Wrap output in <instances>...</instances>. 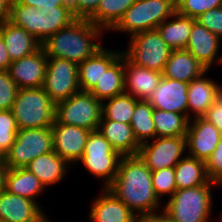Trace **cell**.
<instances>
[{
	"instance_id": "cell-1",
	"label": "cell",
	"mask_w": 222,
	"mask_h": 222,
	"mask_svg": "<svg viewBox=\"0 0 222 222\" xmlns=\"http://www.w3.org/2000/svg\"><path fill=\"white\" fill-rule=\"evenodd\" d=\"M151 177L152 171L139 155L123 156L117 176L107 189L143 221L160 206Z\"/></svg>"
},
{
	"instance_id": "cell-2",
	"label": "cell",
	"mask_w": 222,
	"mask_h": 222,
	"mask_svg": "<svg viewBox=\"0 0 222 222\" xmlns=\"http://www.w3.org/2000/svg\"><path fill=\"white\" fill-rule=\"evenodd\" d=\"M102 32L104 30L91 21L76 18L51 35L41 46L47 57L66 59L80 64L103 47L101 41L93 42L97 38L100 39Z\"/></svg>"
},
{
	"instance_id": "cell-3",
	"label": "cell",
	"mask_w": 222,
	"mask_h": 222,
	"mask_svg": "<svg viewBox=\"0 0 222 222\" xmlns=\"http://www.w3.org/2000/svg\"><path fill=\"white\" fill-rule=\"evenodd\" d=\"M76 18L66 6L37 9L32 6L12 2L9 21L24 28L41 44L58 30L69 25Z\"/></svg>"
},
{
	"instance_id": "cell-4",
	"label": "cell",
	"mask_w": 222,
	"mask_h": 222,
	"mask_svg": "<svg viewBox=\"0 0 222 222\" xmlns=\"http://www.w3.org/2000/svg\"><path fill=\"white\" fill-rule=\"evenodd\" d=\"M11 112L18 129L51 127L55 121V103L43 87L20 88Z\"/></svg>"
},
{
	"instance_id": "cell-5",
	"label": "cell",
	"mask_w": 222,
	"mask_h": 222,
	"mask_svg": "<svg viewBox=\"0 0 222 222\" xmlns=\"http://www.w3.org/2000/svg\"><path fill=\"white\" fill-rule=\"evenodd\" d=\"M219 184L210 179L198 187L176 190L163 211L177 222H208L212 211L211 186Z\"/></svg>"
},
{
	"instance_id": "cell-6",
	"label": "cell",
	"mask_w": 222,
	"mask_h": 222,
	"mask_svg": "<svg viewBox=\"0 0 222 222\" xmlns=\"http://www.w3.org/2000/svg\"><path fill=\"white\" fill-rule=\"evenodd\" d=\"M175 12L176 0H136L111 30L131 35L153 30Z\"/></svg>"
},
{
	"instance_id": "cell-7",
	"label": "cell",
	"mask_w": 222,
	"mask_h": 222,
	"mask_svg": "<svg viewBox=\"0 0 222 222\" xmlns=\"http://www.w3.org/2000/svg\"><path fill=\"white\" fill-rule=\"evenodd\" d=\"M123 156L116 151L111 143L98 131H91L84 153L79 160L88 172L102 178L103 188H107L118 173L119 163Z\"/></svg>"
},
{
	"instance_id": "cell-8",
	"label": "cell",
	"mask_w": 222,
	"mask_h": 222,
	"mask_svg": "<svg viewBox=\"0 0 222 222\" xmlns=\"http://www.w3.org/2000/svg\"><path fill=\"white\" fill-rule=\"evenodd\" d=\"M130 44L123 55L136 66L162 73L172 49L157 29L130 35Z\"/></svg>"
},
{
	"instance_id": "cell-9",
	"label": "cell",
	"mask_w": 222,
	"mask_h": 222,
	"mask_svg": "<svg viewBox=\"0 0 222 222\" xmlns=\"http://www.w3.org/2000/svg\"><path fill=\"white\" fill-rule=\"evenodd\" d=\"M102 118V101L90 92L79 91L67 100L55 104V120L96 131Z\"/></svg>"
},
{
	"instance_id": "cell-10",
	"label": "cell",
	"mask_w": 222,
	"mask_h": 222,
	"mask_svg": "<svg viewBox=\"0 0 222 222\" xmlns=\"http://www.w3.org/2000/svg\"><path fill=\"white\" fill-rule=\"evenodd\" d=\"M50 151H53L51 127L18 129L3 160L9 169L25 168L33 159Z\"/></svg>"
},
{
	"instance_id": "cell-11",
	"label": "cell",
	"mask_w": 222,
	"mask_h": 222,
	"mask_svg": "<svg viewBox=\"0 0 222 222\" xmlns=\"http://www.w3.org/2000/svg\"><path fill=\"white\" fill-rule=\"evenodd\" d=\"M43 88L55 104L78 93V64L66 59L47 57Z\"/></svg>"
},
{
	"instance_id": "cell-12",
	"label": "cell",
	"mask_w": 222,
	"mask_h": 222,
	"mask_svg": "<svg viewBox=\"0 0 222 222\" xmlns=\"http://www.w3.org/2000/svg\"><path fill=\"white\" fill-rule=\"evenodd\" d=\"M186 136L155 137L152 142L140 145L139 157L153 172L163 168L174 167L186 151Z\"/></svg>"
},
{
	"instance_id": "cell-13",
	"label": "cell",
	"mask_w": 222,
	"mask_h": 222,
	"mask_svg": "<svg viewBox=\"0 0 222 222\" xmlns=\"http://www.w3.org/2000/svg\"><path fill=\"white\" fill-rule=\"evenodd\" d=\"M53 150L69 165L81 159L90 130L73 125L60 124L56 120L51 126Z\"/></svg>"
},
{
	"instance_id": "cell-14",
	"label": "cell",
	"mask_w": 222,
	"mask_h": 222,
	"mask_svg": "<svg viewBox=\"0 0 222 222\" xmlns=\"http://www.w3.org/2000/svg\"><path fill=\"white\" fill-rule=\"evenodd\" d=\"M191 122L186 133L188 155L206 162L216 149L222 133L204 117H194Z\"/></svg>"
},
{
	"instance_id": "cell-15",
	"label": "cell",
	"mask_w": 222,
	"mask_h": 222,
	"mask_svg": "<svg viewBox=\"0 0 222 222\" xmlns=\"http://www.w3.org/2000/svg\"><path fill=\"white\" fill-rule=\"evenodd\" d=\"M46 66L47 56L41 46L36 52L12 61L7 71L19 89L43 87Z\"/></svg>"
},
{
	"instance_id": "cell-16",
	"label": "cell",
	"mask_w": 222,
	"mask_h": 222,
	"mask_svg": "<svg viewBox=\"0 0 222 222\" xmlns=\"http://www.w3.org/2000/svg\"><path fill=\"white\" fill-rule=\"evenodd\" d=\"M188 85L187 82L162 76L157 89L148 101L153 108L183 114L188 117Z\"/></svg>"
},
{
	"instance_id": "cell-17",
	"label": "cell",
	"mask_w": 222,
	"mask_h": 222,
	"mask_svg": "<svg viewBox=\"0 0 222 222\" xmlns=\"http://www.w3.org/2000/svg\"><path fill=\"white\" fill-rule=\"evenodd\" d=\"M0 221L50 222L38 203L6 190L0 193Z\"/></svg>"
},
{
	"instance_id": "cell-18",
	"label": "cell",
	"mask_w": 222,
	"mask_h": 222,
	"mask_svg": "<svg viewBox=\"0 0 222 222\" xmlns=\"http://www.w3.org/2000/svg\"><path fill=\"white\" fill-rule=\"evenodd\" d=\"M91 204L92 222H142L120 199L107 188Z\"/></svg>"
},
{
	"instance_id": "cell-19",
	"label": "cell",
	"mask_w": 222,
	"mask_h": 222,
	"mask_svg": "<svg viewBox=\"0 0 222 222\" xmlns=\"http://www.w3.org/2000/svg\"><path fill=\"white\" fill-rule=\"evenodd\" d=\"M220 41L218 36L195 20L185 50L189 51L209 70L214 61L217 60V63H222V55L217 59Z\"/></svg>"
},
{
	"instance_id": "cell-20",
	"label": "cell",
	"mask_w": 222,
	"mask_h": 222,
	"mask_svg": "<svg viewBox=\"0 0 222 222\" xmlns=\"http://www.w3.org/2000/svg\"><path fill=\"white\" fill-rule=\"evenodd\" d=\"M162 76L160 72L136 66L124 56L125 93L134 98L149 100Z\"/></svg>"
},
{
	"instance_id": "cell-21",
	"label": "cell",
	"mask_w": 222,
	"mask_h": 222,
	"mask_svg": "<svg viewBox=\"0 0 222 222\" xmlns=\"http://www.w3.org/2000/svg\"><path fill=\"white\" fill-rule=\"evenodd\" d=\"M123 54L101 48L93 56L78 64L80 91L90 92L103 73Z\"/></svg>"
},
{
	"instance_id": "cell-22",
	"label": "cell",
	"mask_w": 222,
	"mask_h": 222,
	"mask_svg": "<svg viewBox=\"0 0 222 222\" xmlns=\"http://www.w3.org/2000/svg\"><path fill=\"white\" fill-rule=\"evenodd\" d=\"M203 74L197 79L192 80L188 85V118L190 112L195 117H203L213 103L221 96L222 87L216 84L212 79L204 77Z\"/></svg>"
},
{
	"instance_id": "cell-23",
	"label": "cell",
	"mask_w": 222,
	"mask_h": 222,
	"mask_svg": "<svg viewBox=\"0 0 222 222\" xmlns=\"http://www.w3.org/2000/svg\"><path fill=\"white\" fill-rule=\"evenodd\" d=\"M208 70L189 51L185 49L172 50L165 64L162 75L166 78L190 83Z\"/></svg>"
},
{
	"instance_id": "cell-24",
	"label": "cell",
	"mask_w": 222,
	"mask_h": 222,
	"mask_svg": "<svg viewBox=\"0 0 222 222\" xmlns=\"http://www.w3.org/2000/svg\"><path fill=\"white\" fill-rule=\"evenodd\" d=\"M0 33L11 62L28 56L41 47V43L33 35L10 21L0 26Z\"/></svg>"
},
{
	"instance_id": "cell-25",
	"label": "cell",
	"mask_w": 222,
	"mask_h": 222,
	"mask_svg": "<svg viewBox=\"0 0 222 222\" xmlns=\"http://www.w3.org/2000/svg\"><path fill=\"white\" fill-rule=\"evenodd\" d=\"M122 156L138 155L140 144L130 124L101 120L97 129Z\"/></svg>"
},
{
	"instance_id": "cell-26",
	"label": "cell",
	"mask_w": 222,
	"mask_h": 222,
	"mask_svg": "<svg viewBox=\"0 0 222 222\" xmlns=\"http://www.w3.org/2000/svg\"><path fill=\"white\" fill-rule=\"evenodd\" d=\"M68 163L54 150L39 155L25 168L32 172L44 185L58 184L68 172Z\"/></svg>"
},
{
	"instance_id": "cell-27",
	"label": "cell",
	"mask_w": 222,
	"mask_h": 222,
	"mask_svg": "<svg viewBox=\"0 0 222 222\" xmlns=\"http://www.w3.org/2000/svg\"><path fill=\"white\" fill-rule=\"evenodd\" d=\"M170 18L171 21L166 19L156 29L172 50L185 49L196 19L180 15L177 12Z\"/></svg>"
},
{
	"instance_id": "cell-28",
	"label": "cell",
	"mask_w": 222,
	"mask_h": 222,
	"mask_svg": "<svg viewBox=\"0 0 222 222\" xmlns=\"http://www.w3.org/2000/svg\"><path fill=\"white\" fill-rule=\"evenodd\" d=\"M124 55L122 54L97 81L90 91L98 100L104 103L106 99L125 92Z\"/></svg>"
},
{
	"instance_id": "cell-29",
	"label": "cell",
	"mask_w": 222,
	"mask_h": 222,
	"mask_svg": "<svg viewBox=\"0 0 222 222\" xmlns=\"http://www.w3.org/2000/svg\"><path fill=\"white\" fill-rule=\"evenodd\" d=\"M45 187L41 181L28 169H9L6 175L5 190L28 198L34 202L36 196L44 191Z\"/></svg>"
},
{
	"instance_id": "cell-30",
	"label": "cell",
	"mask_w": 222,
	"mask_h": 222,
	"mask_svg": "<svg viewBox=\"0 0 222 222\" xmlns=\"http://www.w3.org/2000/svg\"><path fill=\"white\" fill-rule=\"evenodd\" d=\"M174 171L177 190L198 187L210 180L205 162L189 155L174 166Z\"/></svg>"
},
{
	"instance_id": "cell-31",
	"label": "cell",
	"mask_w": 222,
	"mask_h": 222,
	"mask_svg": "<svg viewBox=\"0 0 222 222\" xmlns=\"http://www.w3.org/2000/svg\"><path fill=\"white\" fill-rule=\"evenodd\" d=\"M136 0H101L96 11L87 19L104 31L111 30Z\"/></svg>"
},
{
	"instance_id": "cell-32",
	"label": "cell",
	"mask_w": 222,
	"mask_h": 222,
	"mask_svg": "<svg viewBox=\"0 0 222 222\" xmlns=\"http://www.w3.org/2000/svg\"><path fill=\"white\" fill-rule=\"evenodd\" d=\"M152 118L156 130V137L186 136L191 119L187 116L171 111L154 108Z\"/></svg>"
},
{
	"instance_id": "cell-33",
	"label": "cell",
	"mask_w": 222,
	"mask_h": 222,
	"mask_svg": "<svg viewBox=\"0 0 222 222\" xmlns=\"http://www.w3.org/2000/svg\"><path fill=\"white\" fill-rule=\"evenodd\" d=\"M153 109L148 100H138L135 105L130 125L133 135L140 145L147 142L150 137L153 139L156 137L152 118Z\"/></svg>"
},
{
	"instance_id": "cell-34",
	"label": "cell",
	"mask_w": 222,
	"mask_h": 222,
	"mask_svg": "<svg viewBox=\"0 0 222 222\" xmlns=\"http://www.w3.org/2000/svg\"><path fill=\"white\" fill-rule=\"evenodd\" d=\"M108 103H102V118L101 120H112L125 124L131 123V118L138 101L128 93H122L113 98L106 99Z\"/></svg>"
},
{
	"instance_id": "cell-35",
	"label": "cell",
	"mask_w": 222,
	"mask_h": 222,
	"mask_svg": "<svg viewBox=\"0 0 222 222\" xmlns=\"http://www.w3.org/2000/svg\"><path fill=\"white\" fill-rule=\"evenodd\" d=\"M217 7H222V0H176V12L193 19Z\"/></svg>"
},
{
	"instance_id": "cell-36",
	"label": "cell",
	"mask_w": 222,
	"mask_h": 222,
	"mask_svg": "<svg viewBox=\"0 0 222 222\" xmlns=\"http://www.w3.org/2000/svg\"><path fill=\"white\" fill-rule=\"evenodd\" d=\"M18 127L11 110H0V153L4 154L14 143Z\"/></svg>"
},
{
	"instance_id": "cell-37",
	"label": "cell",
	"mask_w": 222,
	"mask_h": 222,
	"mask_svg": "<svg viewBox=\"0 0 222 222\" xmlns=\"http://www.w3.org/2000/svg\"><path fill=\"white\" fill-rule=\"evenodd\" d=\"M152 186L158 198L163 195L170 197L177 190L174 167L163 168L152 172Z\"/></svg>"
},
{
	"instance_id": "cell-38",
	"label": "cell",
	"mask_w": 222,
	"mask_h": 222,
	"mask_svg": "<svg viewBox=\"0 0 222 222\" xmlns=\"http://www.w3.org/2000/svg\"><path fill=\"white\" fill-rule=\"evenodd\" d=\"M18 90L9 72L0 71V110H11Z\"/></svg>"
},
{
	"instance_id": "cell-39",
	"label": "cell",
	"mask_w": 222,
	"mask_h": 222,
	"mask_svg": "<svg viewBox=\"0 0 222 222\" xmlns=\"http://www.w3.org/2000/svg\"><path fill=\"white\" fill-rule=\"evenodd\" d=\"M208 177L222 184V134L214 152L205 162Z\"/></svg>"
},
{
	"instance_id": "cell-40",
	"label": "cell",
	"mask_w": 222,
	"mask_h": 222,
	"mask_svg": "<svg viewBox=\"0 0 222 222\" xmlns=\"http://www.w3.org/2000/svg\"><path fill=\"white\" fill-rule=\"evenodd\" d=\"M206 29L222 38V7L206 11L196 19Z\"/></svg>"
},
{
	"instance_id": "cell-41",
	"label": "cell",
	"mask_w": 222,
	"mask_h": 222,
	"mask_svg": "<svg viewBox=\"0 0 222 222\" xmlns=\"http://www.w3.org/2000/svg\"><path fill=\"white\" fill-rule=\"evenodd\" d=\"M203 117L222 133V94Z\"/></svg>"
},
{
	"instance_id": "cell-42",
	"label": "cell",
	"mask_w": 222,
	"mask_h": 222,
	"mask_svg": "<svg viewBox=\"0 0 222 222\" xmlns=\"http://www.w3.org/2000/svg\"><path fill=\"white\" fill-rule=\"evenodd\" d=\"M101 0H77V18L88 19L97 9Z\"/></svg>"
},
{
	"instance_id": "cell-43",
	"label": "cell",
	"mask_w": 222,
	"mask_h": 222,
	"mask_svg": "<svg viewBox=\"0 0 222 222\" xmlns=\"http://www.w3.org/2000/svg\"><path fill=\"white\" fill-rule=\"evenodd\" d=\"M17 4L32 6L37 9L64 6L62 0H14Z\"/></svg>"
},
{
	"instance_id": "cell-44",
	"label": "cell",
	"mask_w": 222,
	"mask_h": 222,
	"mask_svg": "<svg viewBox=\"0 0 222 222\" xmlns=\"http://www.w3.org/2000/svg\"><path fill=\"white\" fill-rule=\"evenodd\" d=\"M11 64L8 52L6 50V45L0 33V71H6Z\"/></svg>"
},
{
	"instance_id": "cell-45",
	"label": "cell",
	"mask_w": 222,
	"mask_h": 222,
	"mask_svg": "<svg viewBox=\"0 0 222 222\" xmlns=\"http://www.w3.org/2000/svg\"><path fill=\"white\" fill-rule=\"evenodd\" d=\"M13 0H0V26L9 21Z\"/></svg>"
},
{
	"instance_id": "cell-46",
	"label": "cell",
	"mask_w": 222,
	"mask_h": 222,
	"mask_svg": "<svg viewBox=\"0 0 222 222\" xmlns=\"http://www.w3.org/2000/svg\"><path fill=\"white\" fill-rule=\"evenodd\" d=\"M156 213L157 212L147 216L142 222H177L164 211L160 215L159 212Z\"/></svg>"
},
{
	"instance_id": "cell-47",
	"label": "cell",
	"mask_w": 222,
	"mask_h": 222,
	"mask_svg": "<svg viewBox=\"0 0 222 222\" xmlns=\"http://www.w3.org/2000/svg\"><path fill=\"white\" fill-rule=\"evenodd\" d=\"M9 168L6 166L4 160L0 161V193L5 190L6 175Z\"/></svg>"
},
{
	"instance_id": "cell-48",
	"label": "cell",
	"mask_w": 222,
	"mask_h": 222,
	"mask_svg": "<svg viewBox=\"0 0 222 222\" xmlns=\"http://www.w3.org/2000/svg\"><path fill=\"white\" fill-rule=\"evenodd\" d=\"M63 1V5L68 7L75 18H77V0H62Z\"/></svg>"
},
{
	"instance_id": "cell-49",
	"label": "cell",
	"mask_w": 222,
	"mask_h": 222,
	"mask_svg": "<svg viewBox=\"0 0 222 222\" xmlns=\"http://www.w3.org/2000/svg\"><path fill=\"white\" fill-rule=\"evenodd\" d=\"M0 161H3V155L0 153Z\"/></svg>"
}]
</instances>
